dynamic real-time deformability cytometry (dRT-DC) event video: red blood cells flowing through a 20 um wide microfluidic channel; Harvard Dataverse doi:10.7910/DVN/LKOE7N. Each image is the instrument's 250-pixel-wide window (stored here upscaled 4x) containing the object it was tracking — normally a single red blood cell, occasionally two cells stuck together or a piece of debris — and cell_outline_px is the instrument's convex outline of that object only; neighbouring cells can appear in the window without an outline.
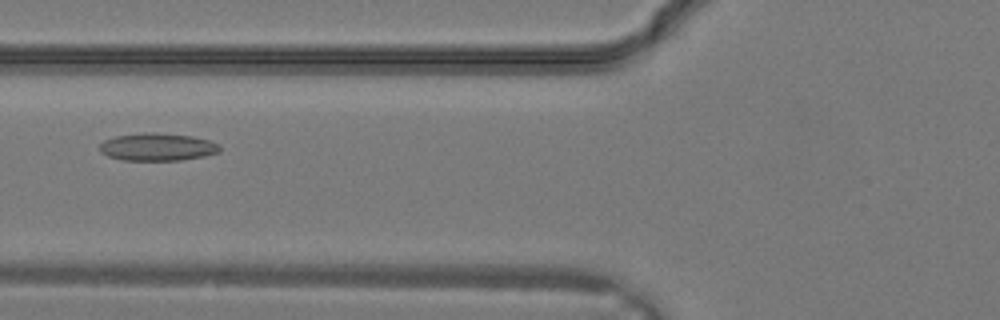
{"species": "common noctule bat (a hibernating species)", "species_latin": "Nyctalus noctula", "temperature_condition": "warm", "stored_images_in_passage": 16, "camera_frame_rate_fps": 3000, "um_per_image_px": 0.085, "animal": {"sex": "male", "body_mass_g": 19.2, "forearm_length_mm": 51.8}, "frame": {"image": 1, "passage_image": 9, "time_ms": 2.667, "image_size_px": [1000, 320], "cell_outline_px": [[220, 152], [204, 156], [180, 160], [124, 160], [108, 156], [100, 152], [100, 144], [104, 140], [116, 136], [144, 132], [156, 132], [192, 136], [208, 140], [216, 144], [220, 148]], "centroid_in_image_um": [13.36, 12.48], "position_along_channel_um": 112.4, "area_um2": 19.25}}
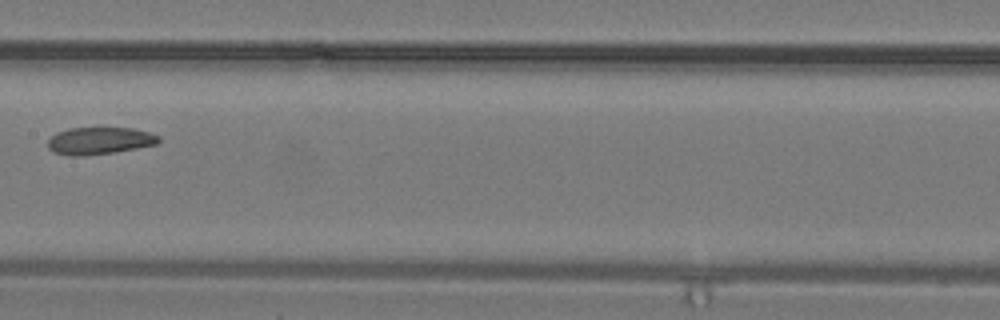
{"frame": {"image": 2, "passage_image": 13, "time_ms": 4.0, "image_size_px": [1000, 320], "cell_outline_px": [[160, 140], [156, 144], [136, 148], [112, 152], [84, 156], [68, 156], [52, 152], [48, 148], [48, 140], [56, 132], [68, 128], [132, 128], [148, 132], [160, 136]], "centroid_in_image_um": [8.41, 11.96], "position_along_channel_um": 199.0, "area_um2": 17.57}}
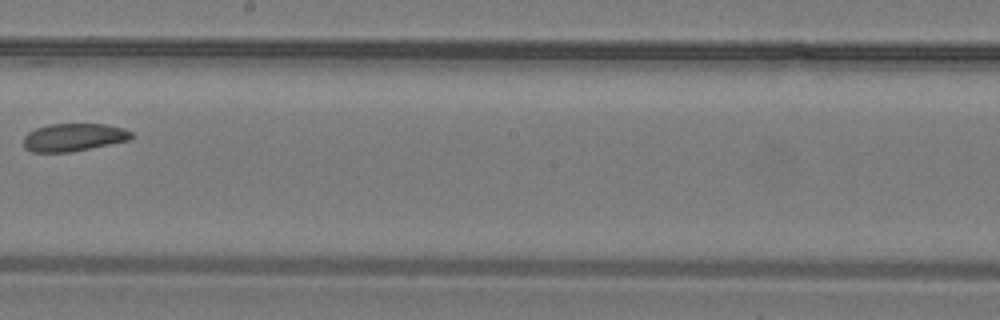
{"frame": {"image": 3, "passage_image": 15, "time_ms": 4.667, "image_size_px": [1000, 320], "cell_outline_px": [[136, 136], [128, 140], [72, 152], [32, 152], [24, 148], [24, 136], [28, 132], [36, 128], [48, 124], [104, 124], [124, 128], [132, 132]], "centroid_in_image_um": [6.26, 11.67], "position_along_channel_um": 241.9, "area_um2": 17.57}}